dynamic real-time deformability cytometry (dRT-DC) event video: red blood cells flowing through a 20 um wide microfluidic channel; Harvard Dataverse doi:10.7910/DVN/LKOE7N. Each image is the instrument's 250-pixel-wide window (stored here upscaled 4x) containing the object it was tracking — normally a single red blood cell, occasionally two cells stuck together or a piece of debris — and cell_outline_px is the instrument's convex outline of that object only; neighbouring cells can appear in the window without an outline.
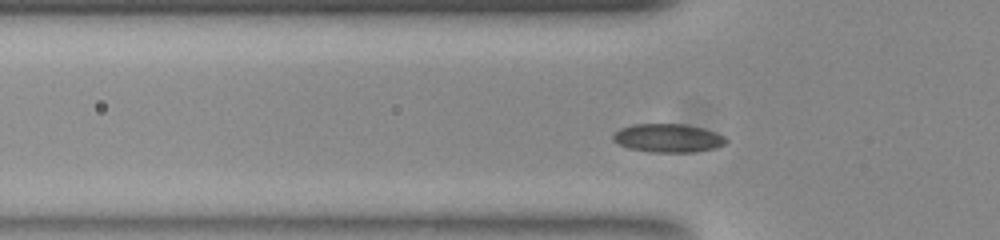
{"species": "common noctule bat (a hibernating species)", "species_latin": "Nyctalus noctula", "temperature_condition": "room temperature", "stored_images_in_passage": 49, "camera_frame_rate_fps": 3000, "um_per_image_px": 0.085, "animal": {"sex": "female", "body_mass_g": 23.0, "forearm_length_mm": 53.4}, "frame": {"image": 1, "passage_image": 11, "time_ms": 3.333, "image_size_px": [1000, 240], "cell_outline_px": [[728, 140], [724, 144], [716, 148], [692, 152], [648, 152], [628, 148], [612, 140], [612, 136], [620, 128], [632, 124], [684, 124], [704, 128], [716, 132], [724, 136]], "centroid_in_image_um": [56.78, 11.73], "position_along_channel_um": 69.0, "area_um2": 18.84}}
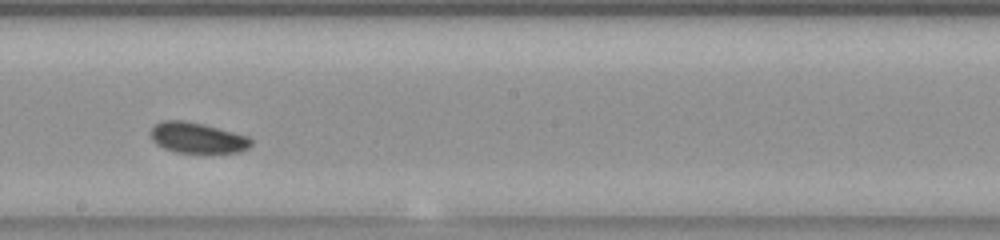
{"frame": {"image": 2, "passage_image": 24, "time_ms": 7.667, "image_size_px": [1000, 240], "cell_outline_px": [[252, 144], [248, 148], [240, 152], [176, 152], [164, 148], [156, 144], [152, 140], [152, 128], [156, 124], [164, 120], [184, 120], [204, 124], [248, 136], [252, 140]], "centroid_in_image_um": [16.79, 11.71], "position_along_channel_um": 231.4, "area_um2": 17.74}}
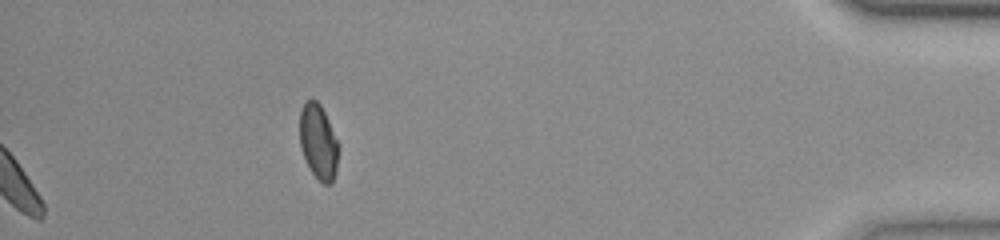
{"frame": {"image": 3, "passage_image": 49, "time_ms": 16.0, "image_size_px": [1000, 240], "cell_outline_px": [[340, 148], [336, 172], [332, 184], [324, 184], [312, 172], [300, 148], [300, 112], [304, 100], [312, 96], [320, 104], [340, 144]], "centroid_in_image_um": [27.08, 12.02], "position_along_channel_um": 408.1, "area_um2": 17.28}, "authors_computed_cell_mechanics": {"area_um2": 17.9758, "velocity_mm_per_s": 3.7455, "shape_relaxation_time_tau1_ms": 3.1561, "shape_relaxation_time_tau2_ms": 7.5007, "deformation_change_tau1": 0.0552, "deformation_change_tau2": 0.0925}}